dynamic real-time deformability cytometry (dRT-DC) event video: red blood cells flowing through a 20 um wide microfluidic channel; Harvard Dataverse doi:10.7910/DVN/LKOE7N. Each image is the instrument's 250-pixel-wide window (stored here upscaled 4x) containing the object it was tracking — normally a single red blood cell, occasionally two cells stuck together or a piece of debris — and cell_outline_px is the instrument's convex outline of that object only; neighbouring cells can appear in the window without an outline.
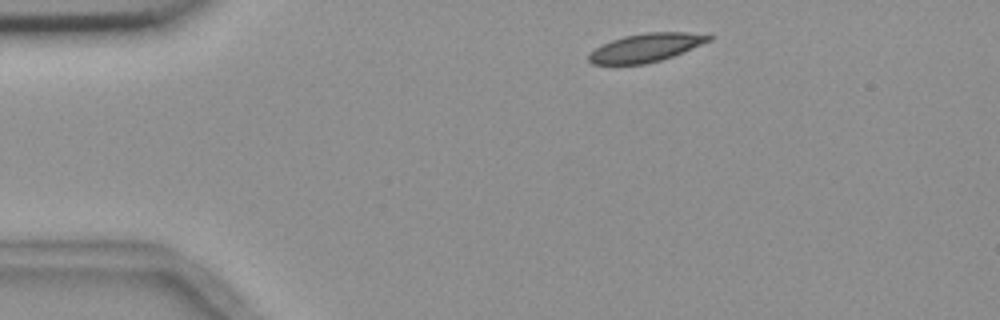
{"species": "common noctule bat (a hibernating species)", "species_latin": "Nyctalus noctula", "temperature_condition": "room temperature", "stored_images_in_passage": 3, "camera_frame_rate_fps": 3000, "um_per_image_px": 0.085, "animal": {"sex": "female", "body_mass_g": 18.4}, "frame": {"image": 1, "passage_image": 1, "time_ms": 0.0, "image_size_px": [1000, 320], "cell_outline_px": [[712, 40], [672, 56], [660, 60], [644, 64], [592, 64], [588, 60], [588, 52], [612, 40], [624, 36], [648, 32], [688, 32], [712, 36]], "centroid_in_image_um": [54.88, 4.05], "position_along_channel_um": 30.1, "area_um2": 19.59}}